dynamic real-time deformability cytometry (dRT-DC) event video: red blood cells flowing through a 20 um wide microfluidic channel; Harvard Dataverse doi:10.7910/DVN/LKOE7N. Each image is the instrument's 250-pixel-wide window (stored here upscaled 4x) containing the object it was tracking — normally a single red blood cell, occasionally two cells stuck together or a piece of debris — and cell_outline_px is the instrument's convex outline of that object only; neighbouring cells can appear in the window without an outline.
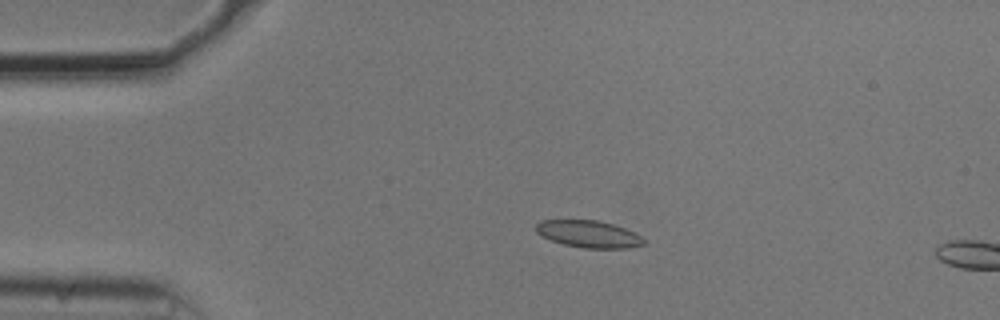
{"species": "common noctule bat (a hibernating species)", "species_latin": "Nyctalus noctula", "temperature_condition": "cold", "stored_images_in_passage": 13, "camera_frame_rate_fps": 3000, "um_per_image_px": 0.085, "animal": {"sex": "male", "body_mass_g": 20.5, "forearm_length_mm": 52.5}, "frame": {"image": 1, "passage_image": 10, "time_ms": 3.0, "image_size_px": [1000, 320], "cell_outline_px": [[648, 244], [628, 248], [584, 248], [564, 244], [552, 240], [536, 232], [536, 224], [540, 220], [600, 220], [624, 228], [648, 240]], "centroid_in_image_um": [50.09, 19.89], "position_along_channel_um": 34.9, "area_um2": 16.99}}